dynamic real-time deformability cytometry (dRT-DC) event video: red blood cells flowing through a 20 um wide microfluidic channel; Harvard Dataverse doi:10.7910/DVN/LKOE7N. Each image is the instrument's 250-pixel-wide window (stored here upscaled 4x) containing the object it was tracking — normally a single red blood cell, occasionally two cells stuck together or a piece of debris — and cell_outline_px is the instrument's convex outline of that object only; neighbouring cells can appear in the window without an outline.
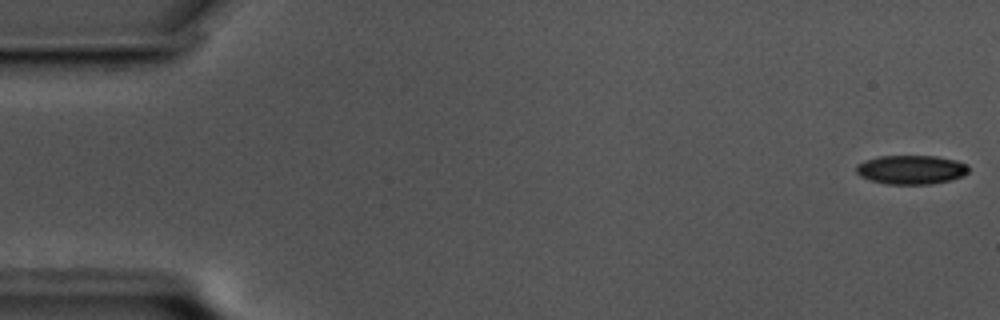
{"species": "common noctule bat (a hibernating species)", "species_latin": "Nyctalus noctula", "temperature_condition": "cold", "stored_images_in_passage": 58, "camera_frame_rate_fps": 3000, "um_per_image_px": 0.085, "animal": {"sex": "male", "body_mass_g": 17.5, "forearm_length_mm": 52.3}, "frame": {"image": 1, "passage_image": 1, "time_ms": 0.0, "image_size_px": [1000, 320], "cell_outline_px": [[968, 172], [964, 176], [952, 180], [932, 184], [888, 184], [872, 180], [860, 176], [856, 172], [856, 164], [864, 160], [880, 156], [936, 156], [956, 160], [968, 164]], "centroid_in_image_um": [77.47, 14.42], "position_along_channel_um": 7.5, "area_um2": 19.13}}
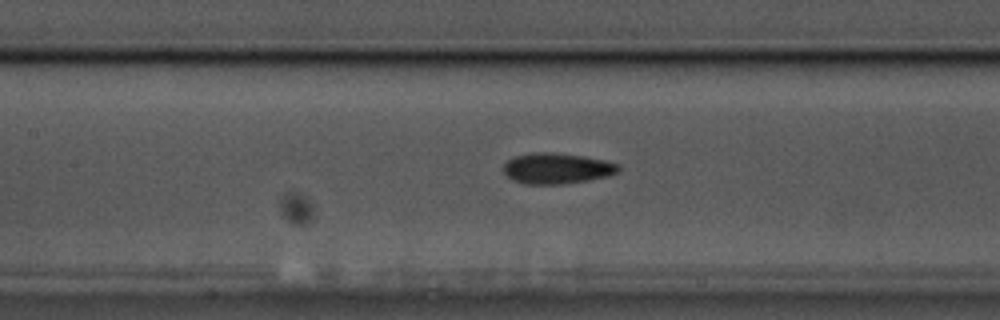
{"frame": {"image": 2, "passage_image": 26, "time_ms": 8.333, "image_size_px": [1000, 320], "cell_outline_px": [[620, 172], [608, 176], [588, 180], [560, 184], [524, 184], [512, 180], [504, 172], [504, 164], [508, 160], [516, 156], [536, 152], [552, 152], [584, 156], [604, 160], [620, 164]], "centroid_in_image_um": [47.36, 14.31], "position_along_channel_um": 160.0, "area_um2": 20.63}}
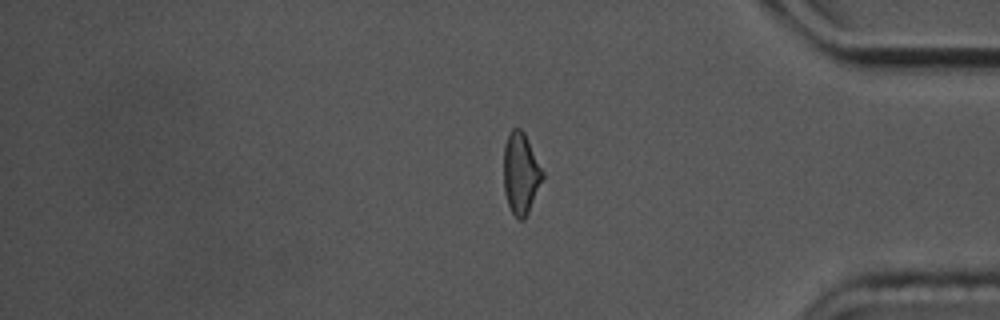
{"frame": {"image": 3, "passage_image": 48, "time_ms": 15.667, "image_size_px": [1000, 320], "cell_outline_px": [[544, 176], [528, 212], [524, 220], [516, 220], [508, 204], [504, 192], [504, 144], [508, 132], [512, 128], [520, 128], [524, 132], [544, 172]], "centroid_in_image_um": [44.25, 14.73], "position_along_channel_um": 390.9, "area_um2": 18.5}, "authors_computed_cell_mechanics": {"area_um2": 19.363, "velocity_mm_per_s": 3.473, "shape_relaxation_time_tau1_ms": 3.0209, "shape_relaxation_time_tau2_ms": 3.2273, "deformation_change_tau1": 0.1256, "deformation_change_tau2": 0.1105}}